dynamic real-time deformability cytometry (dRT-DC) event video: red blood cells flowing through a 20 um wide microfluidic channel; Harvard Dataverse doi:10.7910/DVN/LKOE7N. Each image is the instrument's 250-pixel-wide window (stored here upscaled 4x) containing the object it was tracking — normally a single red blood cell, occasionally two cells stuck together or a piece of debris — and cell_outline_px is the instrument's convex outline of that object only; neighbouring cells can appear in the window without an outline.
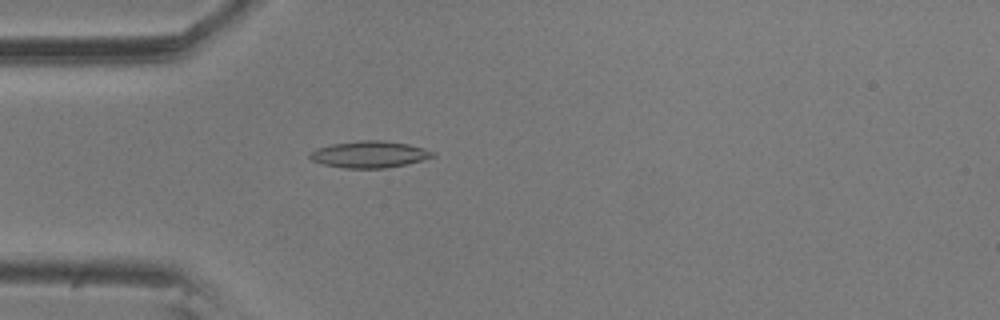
{"species": "common noctule bat (a hibernating species)", "species_latin": "Nyctalus noctula", "temperature_condition": "room temperature", "stored_images_in_passage": 57, "camera_frame_rate_fps": 3000, "um_per_image_px": 0.085, "animal": {"sex": "male", "body_mass_g": 20.5, "forearm_length_mm": 52.5}, "frame": {"image": 1, "passage_image": 16, "time_ms": 5.0, "image_size_px": [1000, 320], "cell_outline_px": [[436, 156], [424, 160], [384, 168], [344, 168], [324, 164], [312, 160], [308, 156], [316, 148], [332, 144], [360, 140], [384, 140], [408, 144], [424, 148], [436, 152]], "centroid_in_image_um": [31.44, 13.11], "position_along_channel_um": 53.6, "area_um2": 19.07}}
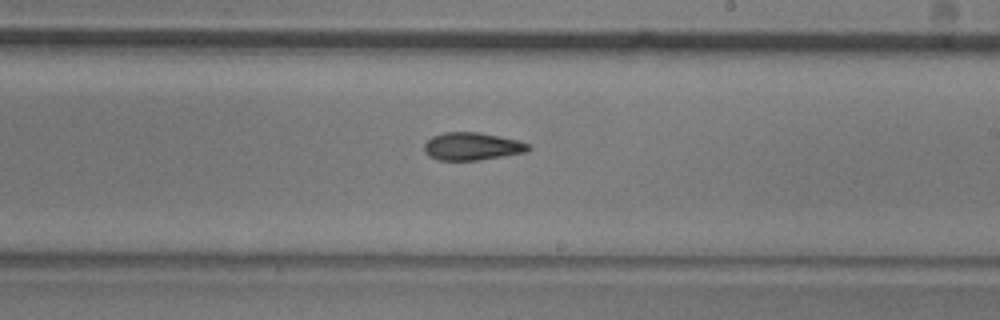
{"frame": {"image": 2, "passage_image": 33, "time_ms": 10.667, "image_size_px": [1000, 320], "cell_outline_px": [[532, 148], [528, 152], [480, 160], [436, 160], [428, 156], [424, 152], [424, 144], [432, 136], [444, 132], [480, 132], [520, 140], [528, 144]], "centroid_in_image_um": [40.14, 12.44], "position_along_channel_um": 248.9, "area_um2": 17.11}}
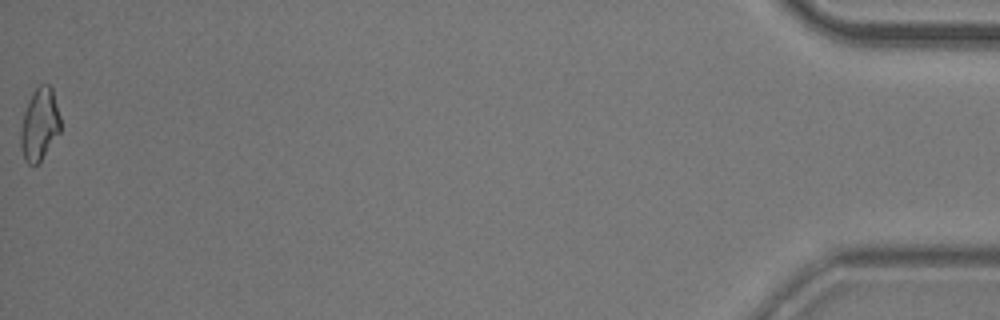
{"frame": {"image": 3, "passage_image": 57, "time_ms": 18.667, "image_size_px": [1000, 320], "cell_outline_px": [[60, 132], [40, 160], [36, 164], [28, 164], [24, 160], [20, 148], [20, 128], [24, 112], [32, 92], [40, 84], [48, 84], [52, 88], [60, 116]], "centroid_in_image_um": [3.34, 10.56], "position_along_channel_um": 431.9, "area_um2": 16.7}, "authors_computed_cell_mechanics": {"area_um2": 17.1088, "velocity_mm_per_s": 3.5538, "shape_relaxation_time_tau1_ms": 5.7914, "shape_relaxation_time_tau2_ms": 5.6447, "deformation_change_tau1": 0.1474, "deformation_change_tau2": 0.1301}}